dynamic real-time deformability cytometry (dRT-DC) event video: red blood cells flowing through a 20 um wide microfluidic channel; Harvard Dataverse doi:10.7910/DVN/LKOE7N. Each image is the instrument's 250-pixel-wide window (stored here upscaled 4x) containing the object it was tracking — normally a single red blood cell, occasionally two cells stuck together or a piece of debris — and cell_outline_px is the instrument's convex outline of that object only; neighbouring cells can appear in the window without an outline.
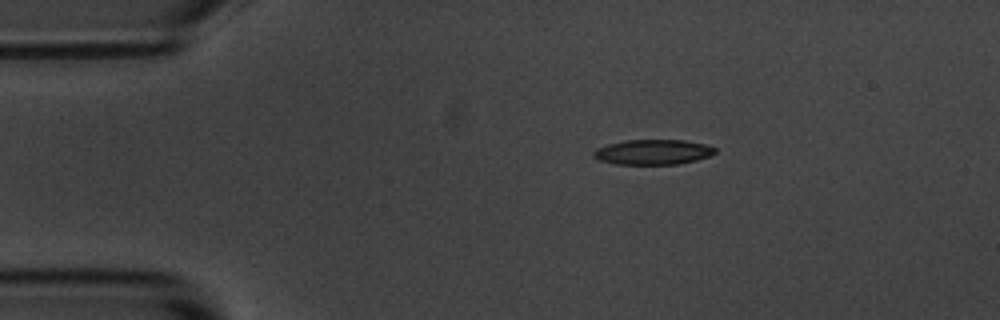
{"species": "common noctule bat (a hibernating species)", "species_latin": "Nyctalus noctula", "temperature_condition": "room temperature", "stored_images_in_passage": 47, "camera_frame_rate_fps": 3000, "um_per_image_px": 0.085, "animal": {"sex": "male", "body_mass_g": 20.1, "forearm_length_mm": 53.5}, "frame": {"image": 1, "passage_image": 1, "time_ms": 0.0, "image_size_px": [1000, 320], "cell_outline_px": [[716, 152], [708, 156], [696, 160], [676, 164], [616, 164], [600, 160], [592, 156], [592, 152], [596, 148], [608, 144], [624, 140], [684, 140], [704, 144], [716, 148]], "centroid_in_image_um": [55.47, 12.92], "position_along_channel_um": 29.5, "area_um2": 17.69}}
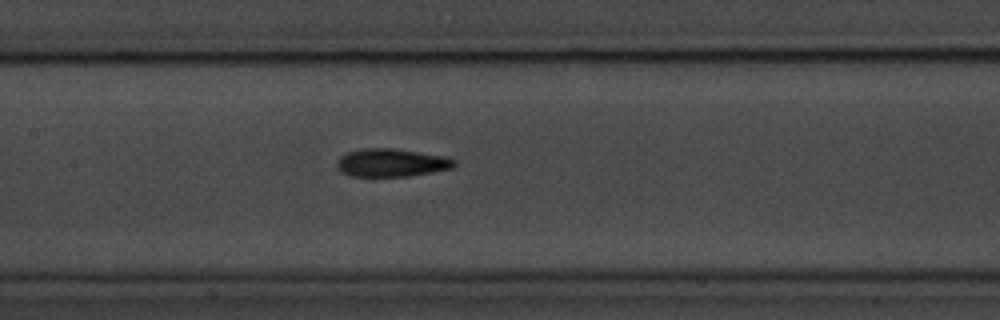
{"frame": {"image": 2, "passage_image": 17, "time_ms": 5.333, "image_size_px": [1000, 320], "cell_outline_px": [[456, 164], [452, 168], [432, 172], [408, 176], [352, 176], [340, 172], [336, 168], [336, 164], [340, 156], [348, 152], [364, 148], [392, 148], [444, 156], [456, 160]], "centroid_in_image_um": [33.25, 13.83], "position_along_channel_um": 174.2, "area_um2": 19.13}}
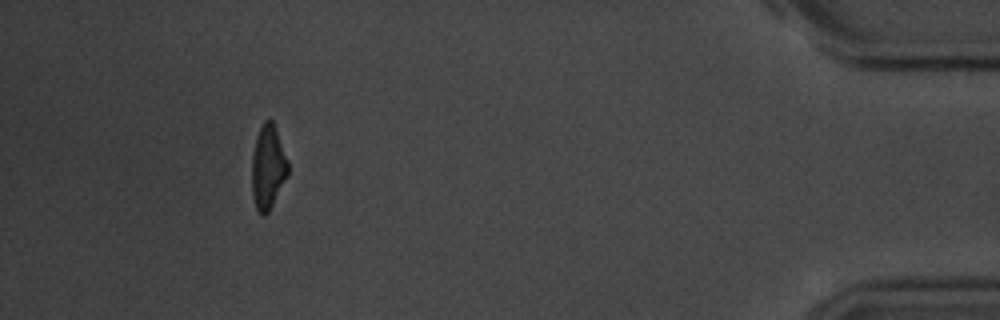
{"frame": {"image": 3, "passage_image": 42, "time_ms": 13.667, "image_size_px": [1000, 320], "cell_outline_px": [[288, 176], [268, 212], [264, 216], [256, 208], [252, 192], [252, 152], [256, 136], [264, 120], [272, 120], [276, 128], [288, 160]], "centroid_in_image_um": [22.78, 14.18], "position_along_channel_um": 412.4, "area_um2": 17.69}, "authors_computed_cell_mechanics": {"area_um2": 18.7272, "velocity_mm_per_s": 3.614, "shape_relaxation_time_tau1_ms": 3.3131, "shape_relaxation_time_tau2_ms": 3.0287, "deformation_change_tau1": 0.1373, "deformation_change_tau2": 0.1176}}